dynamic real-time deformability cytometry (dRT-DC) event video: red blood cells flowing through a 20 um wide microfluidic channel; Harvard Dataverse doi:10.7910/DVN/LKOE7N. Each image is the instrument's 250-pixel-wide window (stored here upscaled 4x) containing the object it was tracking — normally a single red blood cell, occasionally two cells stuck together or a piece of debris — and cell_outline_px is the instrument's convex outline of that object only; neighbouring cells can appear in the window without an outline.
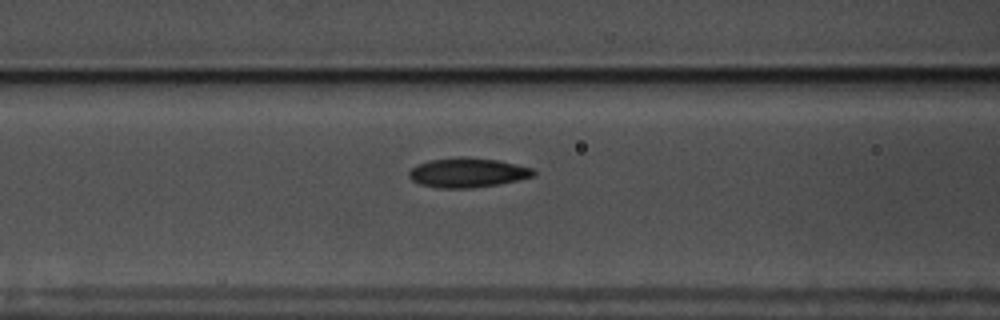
{"species": "common noctule bat (a hibernating species)", "species_latin": "Nyctalus noctula", "temperature_condition": "warm", "stored_images_in_passage": 58, "camera_frame_rate_fps": 3000, "um_per_image_px": 0.085, "animal": {"sex": "male", "body_mass_g": 17.5, "forearm_length_mm": 52.3}, "frame": {"image": 1, "passage_image": 24, "time_ms": 7.667, "image_size_px": [1000, 320], "cell_outline_px": [[536, 176], [520, 180], [500, 184], [472, 188], [436, 188], [420, 184], [412, 180], [408, 176], [408, 172], [416, 164], [428, 160], [460, 156], [464, 156], [496, 160], [516, 164], [532, 168], [536, 172]], "centroid_in_image_um": [39.74, 14.67], "position_along_channel_um": 126.9, "area_um2": 21.73}}
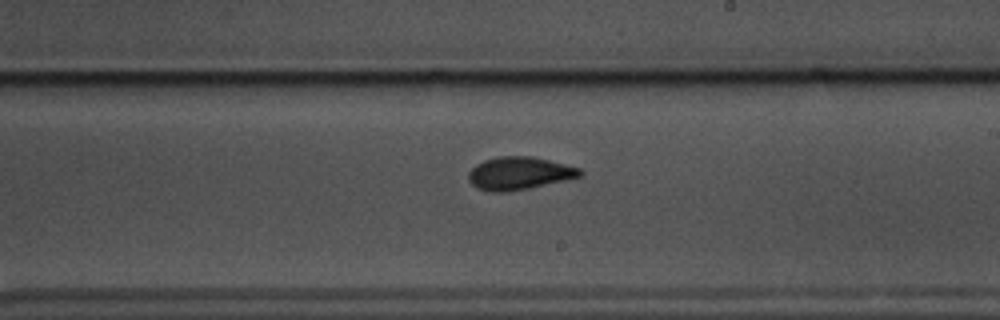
{"frame": {"image": 2, "passage_image": 34, "time_ms": 11.0, "image_size_px": [1000, 320], "cell_outline_px": [[584, 176], [568, 180], [528, 188], [504, 192], [488, 192], [476, 188], [468, 180], [468, 172], [476, 164], [484, 160], [500, 156], [532, 156], [580, 168], [584, 172]], "centroid_in_image_um": [44.14, 14.74], "position_along_channel_um": 244.9, "area_um2": 21.5}}
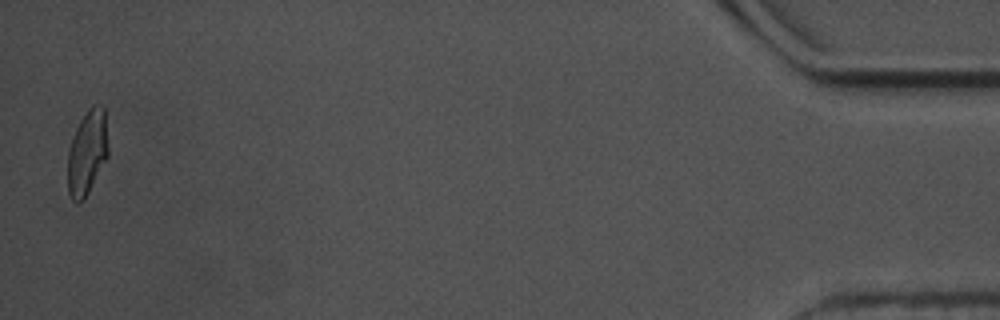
{"frame": {"image": 3, "passage_image": 57, "time_ms": 18.667, "image_size_px": [1000, 320], "cell_outline_px": [[108, 156], [84, 200], [76, 204], [72, 200], [68, 192], [68, 148], [76, 128], [80, 120], [88, 108], [96, 104], [100, 104], [104, 108], [108, 148]], "centroid_in_image_um": [7.4, 12.98], "position_along_channel_um": 427.8, "area_um2": 20.0}, "authors_computed_cell_mechanics": {"area_um2": 20.6057, "velocity_mm_per_s": 3.5577, "shape_relaxation_time_tau1_ms": 4.5455, "shape_relaxation_time_tau2_ms": 1.7691, "deformation_change_tau1": 0.1478, "deformation_change_tau2": 0.063}}